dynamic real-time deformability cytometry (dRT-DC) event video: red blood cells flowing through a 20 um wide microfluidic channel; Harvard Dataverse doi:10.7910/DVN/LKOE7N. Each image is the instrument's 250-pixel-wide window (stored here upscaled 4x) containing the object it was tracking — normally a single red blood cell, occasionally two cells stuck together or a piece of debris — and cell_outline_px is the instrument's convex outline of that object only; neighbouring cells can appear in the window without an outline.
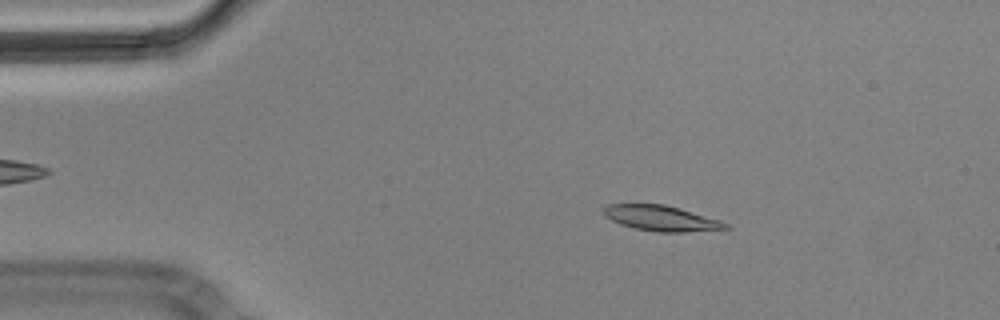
{"species": "Egyptian fruit bat (a non-hibernating species)", "species_latin": "Rousettus aegyptiacus", "temperature_condition": "cold", "stored_images_in_passage": 4, "camera_frame_rate_fps": 3000, "um_per_image_px": 0.085, "animal": {"sex": "male"}, "frame": {"image": 1, "passage_image": 3, "time_ms": 0.667, "image_size_px": [1000, 320], "cell_outline_px": [[732, 228], [684, 232], [656, 232], [636, 228], [620, 224], [604, 216], [604, 208], [608, 204], [664, 204], [680, 208], [720, 220], [728, 224]], "centroid_in_image_um": [56.22, 18.55], "position_along_channel_um": 28.8, "area_um2": 17.98}}